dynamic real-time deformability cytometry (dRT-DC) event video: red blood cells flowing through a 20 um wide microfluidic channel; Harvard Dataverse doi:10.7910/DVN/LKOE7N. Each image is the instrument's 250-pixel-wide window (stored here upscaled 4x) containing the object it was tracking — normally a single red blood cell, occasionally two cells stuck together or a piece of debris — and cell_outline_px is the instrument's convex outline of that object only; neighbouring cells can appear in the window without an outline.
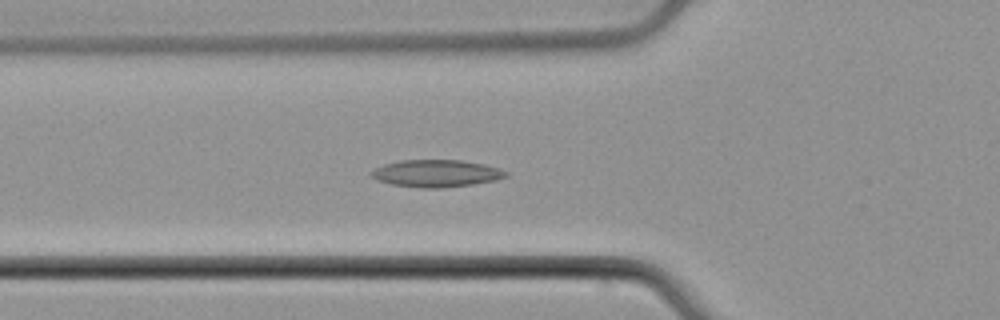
{"species": "common noctule bat (a hibernating species)", "species_latin": "Nyctalus noctula", "temperature_condition": "cold", "stored_images_in_passage": 56, "camera_frame_rate_fps": 3000, "um_per_image_px": 0.085, "animal": {"sex": "male", "body_mass_g": 21.5, "forearm_length_mm": 52.0}, "frame": {"image": 1, "passage_image": 21, "time_ms": 6.667, "image_size_px": [1000, 320], "cell_outline_px": [[508, 176], [496, 180], [472, 184], [440, 188], [420, 188], [392, 184], [376, 180], [368, 176], [368, 172], [384, 164], [400, 160], [460, 160], [480, 164], [496, 168], [508, 172]], "centroid_in_image_um": [37.01, 14.74], "position_along_channel_um": 88.8, "area_um2": 21.27}}
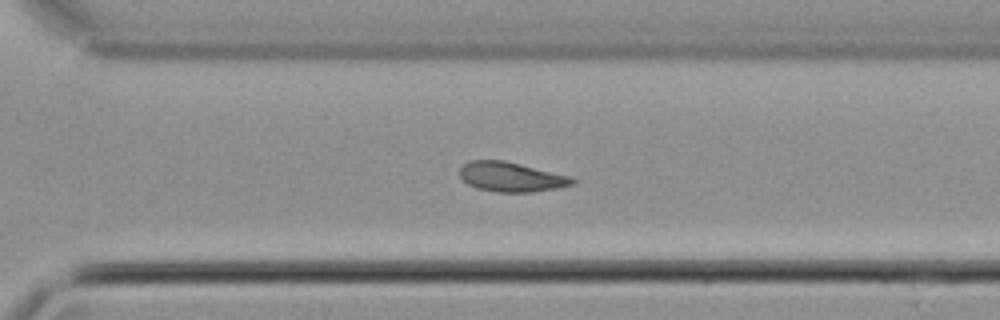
{"frame": {"image": 2, "passage_image": 40, "time_ms": 13.0, "image_size_px": [1000, 320], "cell_outline_px": [[576, 184], [556, 188], [532, 192], [496, 192], [476, 188], [468, 184], [460, 176], [460, 168], [468, 160], [504, 160], [572, 176], [576, 180]], "centroid_in_image_um": [43.47, 15.03], "position_along_channel_um": 327.1, "area_um2": 19.59}}
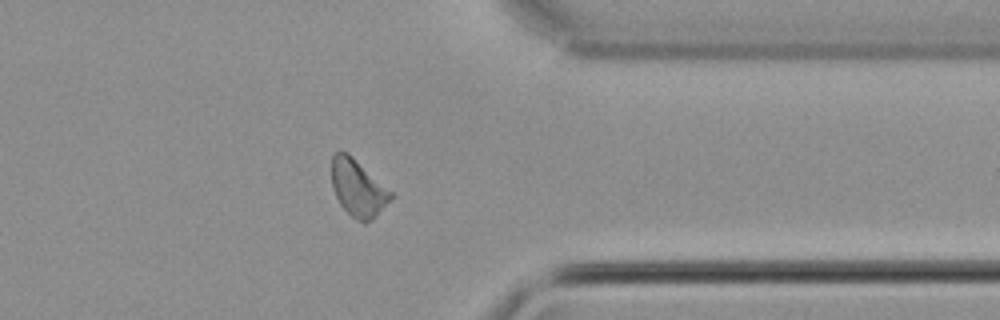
{"frame": {"image": 3, "passage_image": 45, "time_ms": 14.667, "image_size_px": [1000, 320], "cell_outline_px": [[396, 196], [372, 220], [364, 224], [356, 220], [340, 204], [332, 188], [332, 152], [348, 152], [392, 192]], "centroid_in_image_um": [30.45, 16.0], "position_along_channel_um": 381.0, "area_um2": 19.71}}